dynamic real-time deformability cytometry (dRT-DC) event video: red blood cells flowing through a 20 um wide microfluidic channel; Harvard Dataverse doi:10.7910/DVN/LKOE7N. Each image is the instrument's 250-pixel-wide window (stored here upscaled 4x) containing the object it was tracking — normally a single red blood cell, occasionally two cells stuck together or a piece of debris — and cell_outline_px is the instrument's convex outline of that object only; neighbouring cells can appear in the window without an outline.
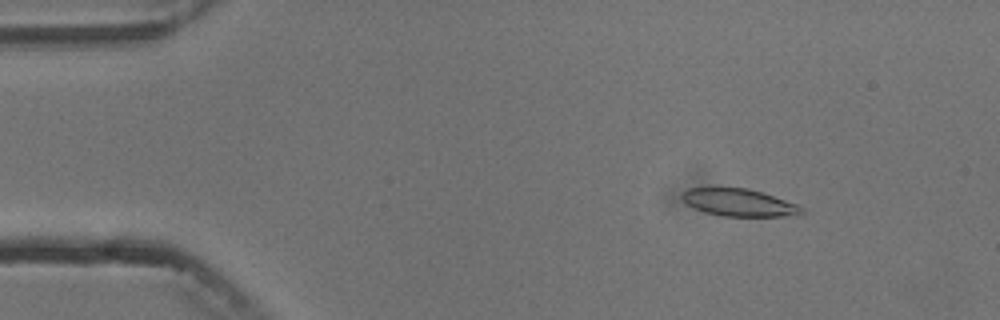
{"species": "common noctule bat (a hibernating species)", "species_latin": "Nyctalus noctula", "temperature_condition": "cold", "stored_images_in_passage": 7, "camera_frame_rate_fps": 3000, "um_per_image_px": 0.085, "animal": {"sex": "male", "body_mass_g": 13.3}, "frame": {"image": 1, "passage_image": 2, "time_ms": 2.0, "image_size_px": [1000, 320], "cell_outline_px": [[808, 212], [800, 216], [724, 216], [704, 212], [692, 208], [680, 196], [688, 188], [720, 184], [748, 188], [764, 192], [796, 204], [804, 208]], "centroid_in_image_um": [62.81, 17.17], "position_along_channel_um": 22.2, "area_um2": 20.17}}
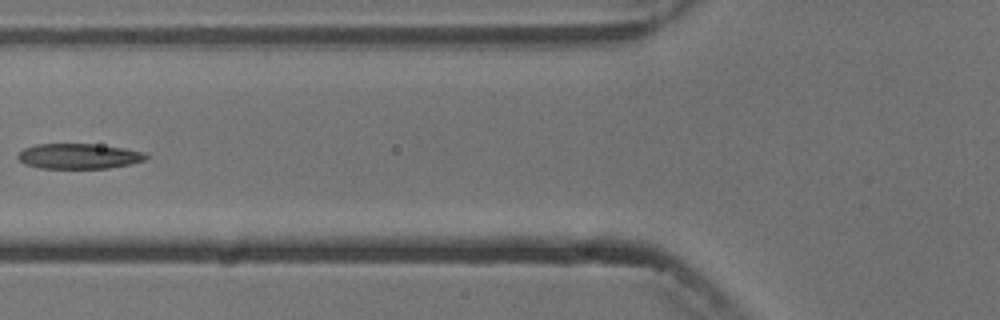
{"frame": {"image": 2, "passage_image": 6, "time_ms": 6.667, "image_size_px": [1000, 320], "cell_outline_px": [[148, 156], [144, 160], [132, 164], [108, 168], [40, 168], [24, 164], [16, 156], [24, 148], [36, 144], [92, 144], [124, 148], [144, 152]], "centroid_in_image_um": [6.69, 13.28], "position_along_channel_um": 119.1, "area_um2": 18.79}}
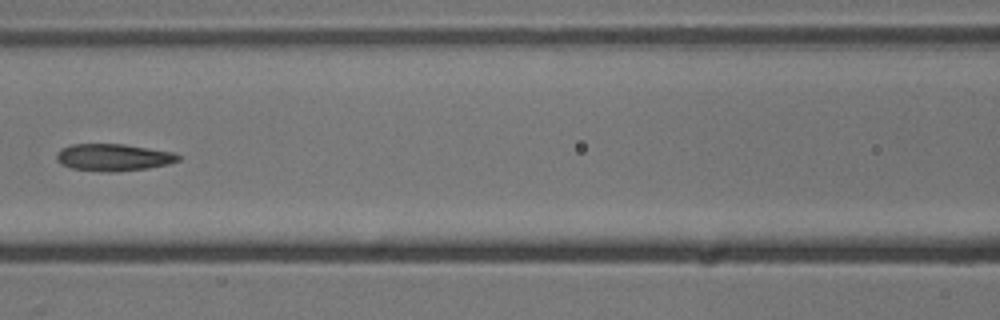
{"frame": {"image": 3, "passage_image": 7, "time_ms": 7.667, "image_size_px": [1000, 320], "cell_outline_px": [[180, 160], [168, 164], [148, 168], [112, 172], [108, 172], [72, 168], [60, 164], [56, 160], [56, 152], [60, 148], [72, 144], [124, 144], [172, 152], [180, 156]], "centroid_in_image_um": [9.6, 13.37], "position_along_channel_um": 157.0, "area_um2": 19.19}}